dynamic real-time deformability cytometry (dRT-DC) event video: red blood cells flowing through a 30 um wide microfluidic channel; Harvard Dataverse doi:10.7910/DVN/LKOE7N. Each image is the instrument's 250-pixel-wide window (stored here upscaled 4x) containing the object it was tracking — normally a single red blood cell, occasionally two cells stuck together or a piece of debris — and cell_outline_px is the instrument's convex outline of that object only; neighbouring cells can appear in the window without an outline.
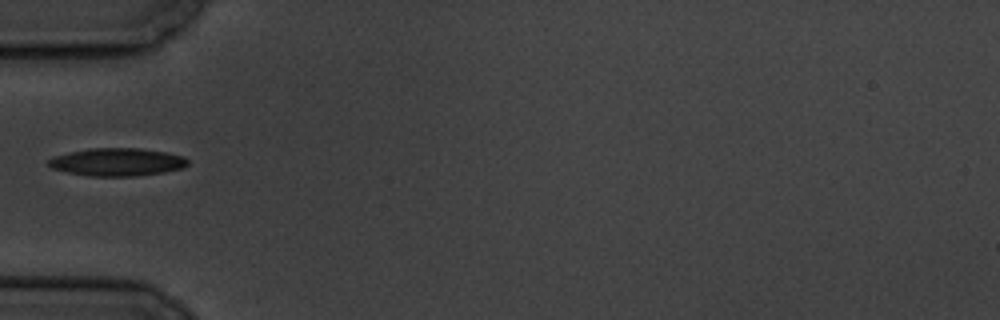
{"species": "common noctule bat (a hibernating species)", "species_latin": "Nyctalus noctula", "temperature_condition": "cold", "stored_images_in_passage": 7, "camera_frame_rate_fps": 3000, "um_per_image_px": 0.085, "animal": {"sex": "male", "body_mass_g": 19.5, "forearm_length_mm": 54.6}, "frame": {"image": 1, "passage_image": 1, "time_ms": 0.0, "image_size_px": [1000, 320], "cell_outline_px": [[188, 164], [184, 168], [164, 172], [136, 176], [88, 176], [68, 172], [52, 168], [48, 164], [48, 160], [52, 156], [68, 152], [88, 148], [140, 148], [164, 152], [184, 156], [188, 160]], "centroid_in_image_um": [9.95, 13.77], "position_along_channel_um": 75.0, "area_um2": 22.72}}
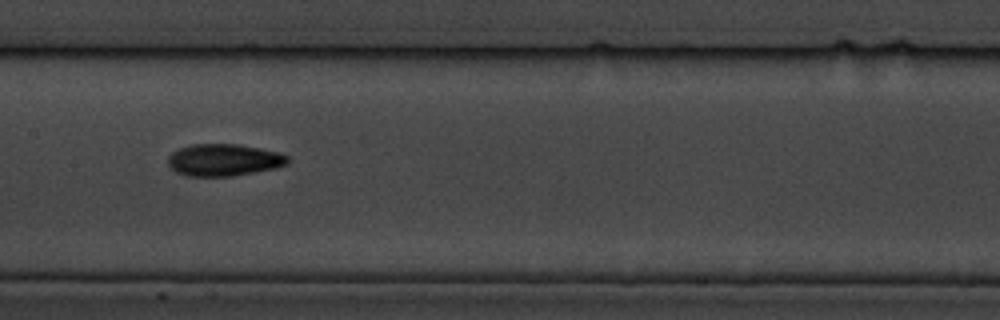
{"frame": {"image": 2, "passage_image": 4, "time_ms": 3.333, "image_size_px": [1000, 320], "cell_outline_px": [[288, 164], [276, 168], [232, 176], [188, 176], [176, 172], [168, 164], [168, 156], [172, 152], [180, 148], [192, 144], [240, 144], [280, 152], [288, 156]], "centroid_in_image_um": [19.04, 13.59], "position_along_channel_um": 188.4, "area_um2": 22.43}}
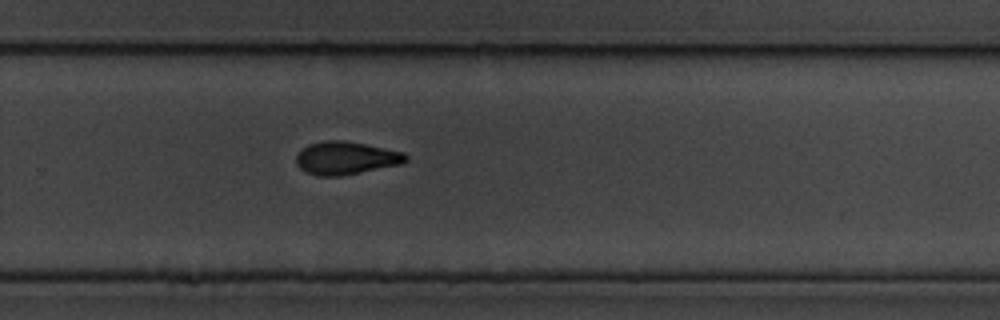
{"frame": {"image": 3, "passage_image": 7, "time_ms": 6.667, "image_size_px": [1000, 320], "cell_outline_px": [[408, 160], [404, 164], [340, 176], [320, 176], [308, 172], [300, 168], [296, 164], [296, 156], [308, 144], [324, 140], [344, 140], [404, 152], [408, 156]], "centroid_in_image_um": [29.44, 13.43], "position_along_channel_um": 300.4, "area_um2": 21.04}}